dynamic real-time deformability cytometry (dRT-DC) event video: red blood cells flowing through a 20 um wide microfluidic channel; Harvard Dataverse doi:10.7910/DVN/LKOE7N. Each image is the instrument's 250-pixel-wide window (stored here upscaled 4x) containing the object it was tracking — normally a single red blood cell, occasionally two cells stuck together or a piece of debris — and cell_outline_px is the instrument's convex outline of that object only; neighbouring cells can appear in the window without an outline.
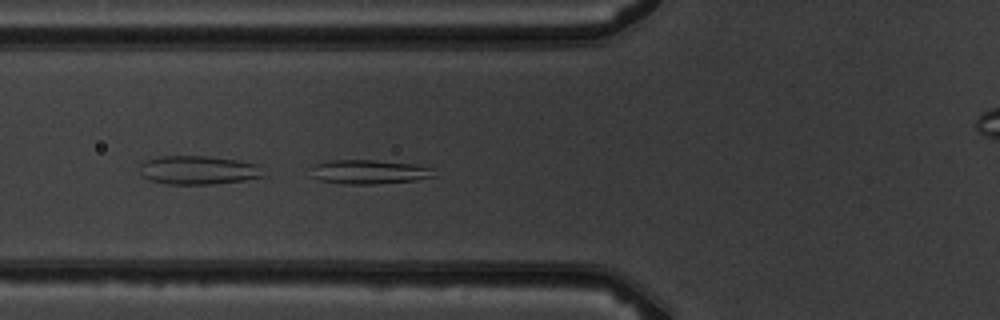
{"species": "common noctule bat (a hibernating species)", "species_latin": "Nyctalus noctula", "temperature_condition": "warm", "stored_images_in_passage": 6, "camera_frame_rate_fps": 3000, "um_per_image_px": 0.085, "animal": {"sex": "male", "body_mass_g": 19.5, "forearm_length_mm": 54.6}, "frame": {"image": 1, "passage_image": 6, "time_ms": 5.667, "image_size_px": [1000, 320], "cell_outline_px": [[436, 176], [416, 180], [376, 184], [344, 184], [320, 180], [312, 176], [316, 164], [332, 160], [376, 160], [412, 164], [432, 168]], "centroid_in_image_um": [31.42, 14.61], "position_along_channel_um": 94.4, "area_um2": 17.11}}